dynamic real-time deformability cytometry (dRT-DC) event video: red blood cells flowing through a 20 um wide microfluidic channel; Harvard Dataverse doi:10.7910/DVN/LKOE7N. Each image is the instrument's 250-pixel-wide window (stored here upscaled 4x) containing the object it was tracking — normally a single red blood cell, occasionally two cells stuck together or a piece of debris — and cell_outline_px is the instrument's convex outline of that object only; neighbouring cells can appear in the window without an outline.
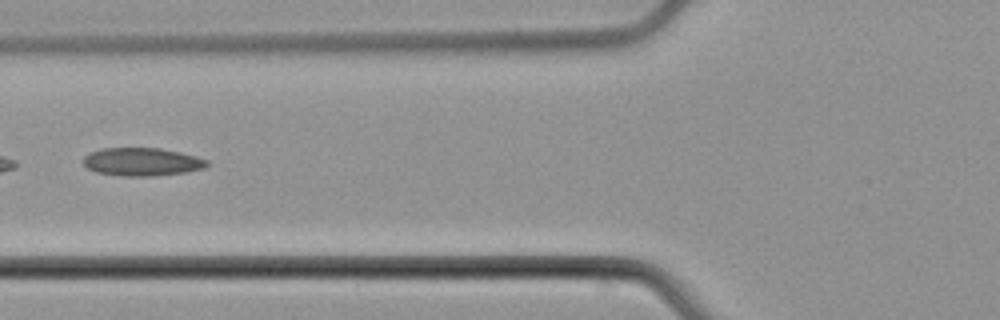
{"species": "common noctule bat (a hibernating species)", "species_latin": "Nyctalus noctula", "temperature_condition": "cold", "stored_images_in_passage": 5, "camera_frame_rate_fps": 3000, "um_per_image_px": 0.085, "animal": {"sex": "male", "body_mass_g": 21.5, "forearm_length_mm": 52.0}, "frame": {"image": 1, "passage_image": 5, "time_ms": 5.333, "image_size_px": [1000, 320], "cell_outline_px": [[208, 164], [204, 168], [188, 172], [152, 176], [120, 176], [96, 172], [88, 168], [84, 164], [84, 156], [100, 148], [160, 148], [180, 152], [196, 156], [208, 160]], "centroid_in_image_um": [12.08, 13.76], "position_along_channel_um": 113.7, "area_um2": 20.29}}